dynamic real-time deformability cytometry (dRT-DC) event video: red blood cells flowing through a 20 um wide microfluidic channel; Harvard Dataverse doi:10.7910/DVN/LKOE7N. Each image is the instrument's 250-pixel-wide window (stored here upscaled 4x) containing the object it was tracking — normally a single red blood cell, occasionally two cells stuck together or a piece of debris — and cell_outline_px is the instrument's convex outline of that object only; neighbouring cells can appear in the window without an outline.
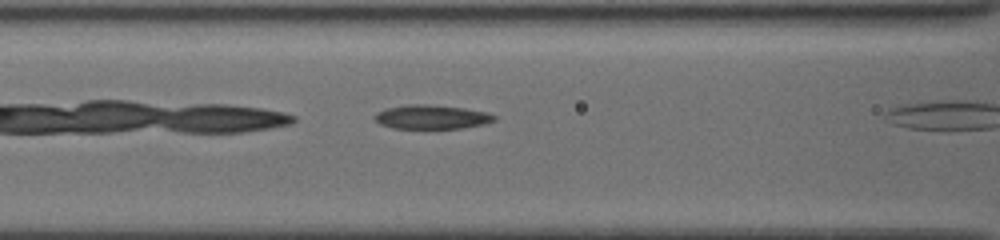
{"species": "common noctule bat (a hibernating species)", "species_latin": "Nyctalus noctula", "temperature_condition": "cold", "stored_images_in_passage": 9, "camera_frame_rate_fps": 3000, "um_per_image_px": 0.085, "animal": {"sex": "female", "body_mass_g": 19.5, "forearm_length_mm": 54.1}, "frame": {"image": 1, "passage_image": 7, "time_ms": 1.333, "image_size_px": [1000, 240], "cell_outline_px": [[496, 120], [484, 124], [460, 128], [392, 128], [380, 124], [372, 116], [376, 112], [388, 108], [408, 104], [428, 104], [464, 108], [484, 112], [496, 116]], "centroid_in_image_um": [36.66, 9.94], "position_along_channel_um": 129.9, "area_um2": 16.65}}